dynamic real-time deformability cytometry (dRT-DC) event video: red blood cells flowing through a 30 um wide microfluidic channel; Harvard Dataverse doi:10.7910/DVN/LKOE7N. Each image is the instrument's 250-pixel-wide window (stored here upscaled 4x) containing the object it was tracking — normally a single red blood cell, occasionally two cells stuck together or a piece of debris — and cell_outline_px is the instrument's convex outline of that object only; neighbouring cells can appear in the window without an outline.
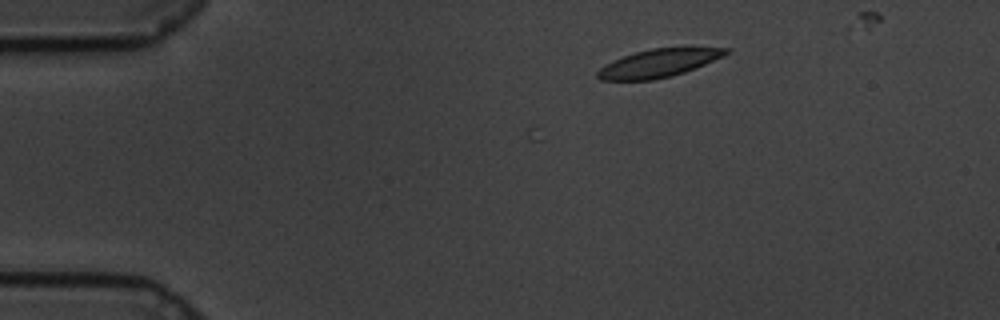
{"species": "common noctule bat (a hibernating species)", "species_latin": "Nyctalus noctula", "temperature_condition": "cold", "stored_images_in_passage": 2, "camera_frame_rate_fps": 3000, "um_per_image_px": 0.085, "animal": {"sex": "male", "body_mass_g": 19.5, "forearm_length_mm": 54.6}, "frame": {"image": 1, "passage_image": 2, "time_ms": 0.333, "image_size_px": [1000, 320], "cell_outline_px": [[732, 52], [724, 56], [684, 72], [672, 76], [652, 80], [600, 80], [596, 76], [596, 72], [604, 64], [612, 60], [636, 52], [652, 48], [692, 44], [732, 48]], "centroid_in_image_um": [56.11, 5.3], "position_along_channel_um": 28.9, "area_um2": 22.02}}